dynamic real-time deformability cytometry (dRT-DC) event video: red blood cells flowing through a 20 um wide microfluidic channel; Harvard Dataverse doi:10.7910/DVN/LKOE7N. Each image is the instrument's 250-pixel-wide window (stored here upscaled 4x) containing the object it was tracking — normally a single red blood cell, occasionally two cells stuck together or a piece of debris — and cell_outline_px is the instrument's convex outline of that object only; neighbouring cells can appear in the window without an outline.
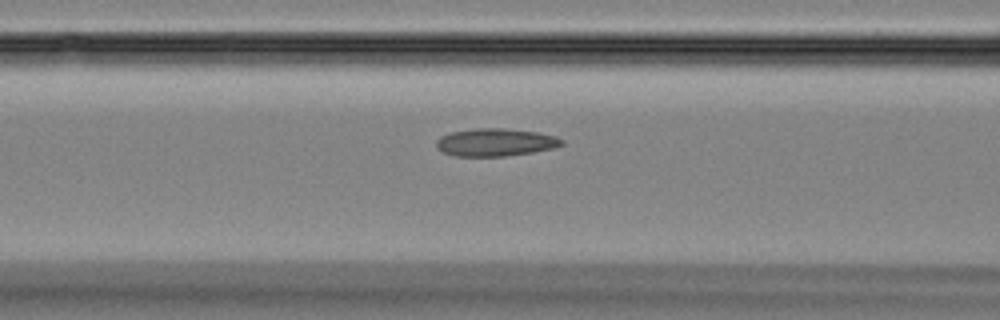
{"species": "Egyptian fruit bat (a non-hibernating species)", "species_latin": "Rousettus aegyptiacus", "temperature_condition": "room temperature", "stored_images_in_passage": 47, "camera_frame_rate_fps": 3000, "um_per_image_px": 0.085, "animal": {"sex": "female"}, "frame": {"image": 1, "passage_image": 16, "time_ms": 5.0, "image_size_px": [1000, 320], "cell_outline_px": [[564, 144], [556, 148], [532, 152], [504, 156], [456, 156], [444, 152], [436, 148], [436, 140], [440, 136], [452, 132], [476, 128], [504, 128], [536, 132], [556, 136], [564, 140]], "centroid_in_image_um": [42.13, 12.09], "position_along_channel_um": 124.5, "area_um2": 20.29}}
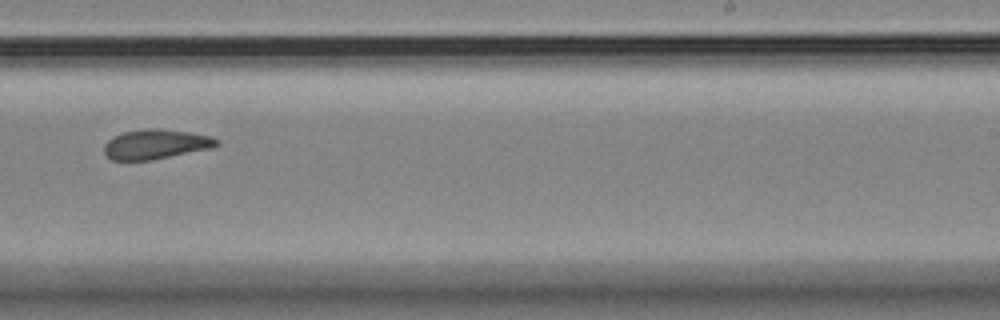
{"frame": {"image": 2, "passage_image": 28, "time_ms": 9.0, "image_size_px": [1000, 320], "cell_outline_px": [[220, 144], [212, 148], [152, 160], [112, 160], [104, 152], [104, 144], [112, 136], [124, 132], [148, 128], [156, 128], [188, 132], [212, 136], [220, 140]], "centroid_in_image_um": [13.26, 12.26], "position_along_channel_um": 275.7, "area_um2": 19.54}}
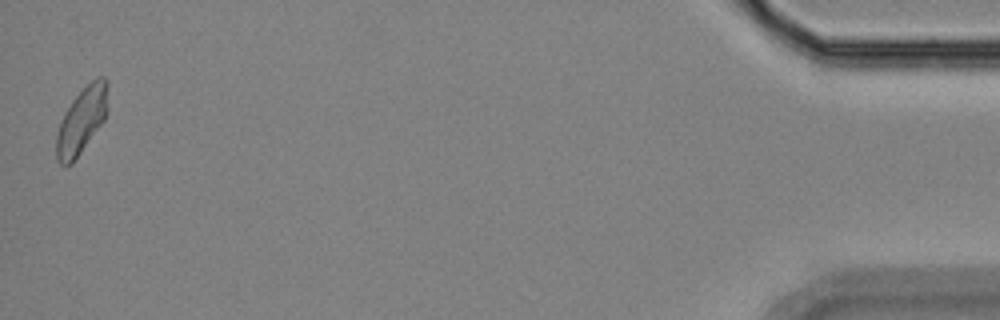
{"frame": {"image": 3, "passage_image": 47, "time_ms": 15.333, "image_size_px": [1000, 320], "cell_outline_px": [[108, 84], [104, 120], [72, 164], [64, 168], [56, 160], [56, 136], [60, 120], [64, 112], [72, 100], [96, 76], [104, 76], [108, 80]], "centroid_in_image_um": [6.9, 10.27], "position_along_channel_um": 428.3, "area_um2": 19.77}, "authors_computed_cell_mechanics": {"area_um2": 19.7676, "velocity_mm_per_s": 3.791, "shape_relaxation_time_tau1_ms": 5.5487, "shape_relaxation_time_tau2_ms": 2.6938, "deformation_change_tau1": 0.132, "deformation_change_tau2": 0.1035}}